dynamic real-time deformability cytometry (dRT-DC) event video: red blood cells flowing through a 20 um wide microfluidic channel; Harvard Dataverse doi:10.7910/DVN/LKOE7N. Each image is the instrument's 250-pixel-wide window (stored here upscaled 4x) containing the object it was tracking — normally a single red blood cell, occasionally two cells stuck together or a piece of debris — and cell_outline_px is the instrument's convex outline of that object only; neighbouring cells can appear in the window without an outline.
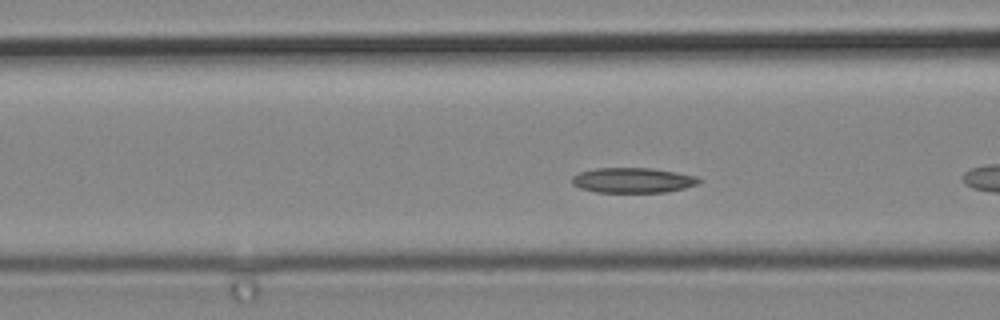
{"species": "common noctule bat (a hibernating species)", "species_latin": "Nyctalus noctula", "temperature_condition": "cold", "stored_images_in_passage": 7, "segment_of_instrument_passage": [2, 2], "camera_frame_rate_fps": 3000, "um_per_image_px": 0.085, "animal": {"sex": "male", "body_mass_g": 19.2, "forearm_length_mm": 51.8}, "frame": {"image": 1, "passage_image": 7, "time_ms": 2.0, "image_size_px": [1000, 320], "cell_outline_px": [[700, 184], [668, 192], [596, 192], [580, 188], [572, 184], [572, 176], [580, 172], [596, 168], [652, 168], [676, 172], [696, 176], [700, 180]], "centroid_in_image_um": [53.8, 15.32], "position_along_channel_um": 112.8, "area_um2": 18.61}}